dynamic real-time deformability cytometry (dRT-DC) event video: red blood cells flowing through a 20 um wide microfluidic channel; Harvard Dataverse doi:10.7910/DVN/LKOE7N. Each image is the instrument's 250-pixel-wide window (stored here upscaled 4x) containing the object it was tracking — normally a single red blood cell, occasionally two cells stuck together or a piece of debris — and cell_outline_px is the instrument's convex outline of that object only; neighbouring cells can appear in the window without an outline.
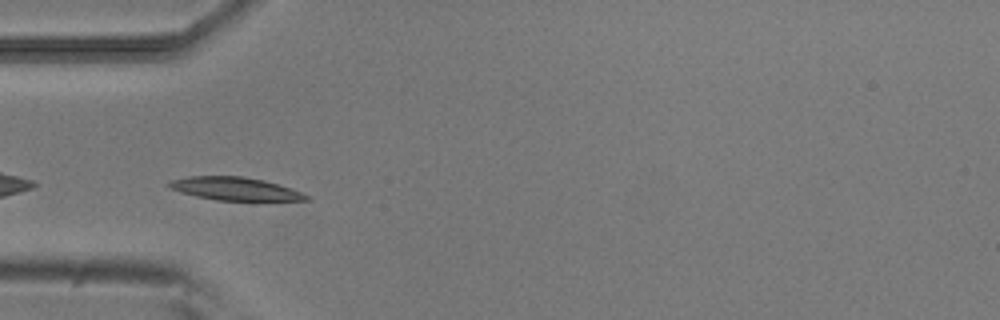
{"species": "common noctule bat (a hibernating species)", "species_latin": "Nyctalus noctula", "temperature_condition": "room temperature", "stored_images_in_passage": 38, "camera_frame_rate_fps": 3000, "um_per_image_px": 0.085, "animal": {"sex": "male", "body_mass_g": 20.5, "forearm_length_mm": 52.5}, "frame": {"image": 1, "passage_image": 2, "time_ms": 0.333, "image_size_px": [1000, 320], "cell_outline_px": [[312, 200], [216, 200], [196, 196], [180, 192], [172, 188], [168, 184], [168, 180], [188, 176], [244, 176], [264, 180], [312, 196]], "centroid_in_image_um": [19.96, 16.04], "position_along_channel_um": 65.0, "area_um2": 18.26}}
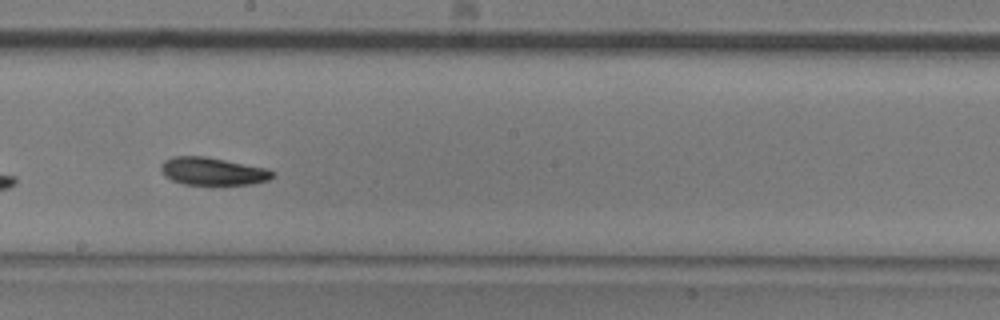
{"frame": {"image": 2, "passage_image": 15, "time_ms": 4.667, "image_size_px": [1000, 320], "cell_outline_px": [[276, 176], [268, 180], [252, 184], [184, 184], [172, 180], [164, 176], [160, 168], [160, 164], [164, 160], [172, 156], [204, 156], [268, 168], [276, 172]], "centroid_in_image_um": [18.1, 14.55], "position_along_channel_um": 230.1, "area_um2": 18.15}}
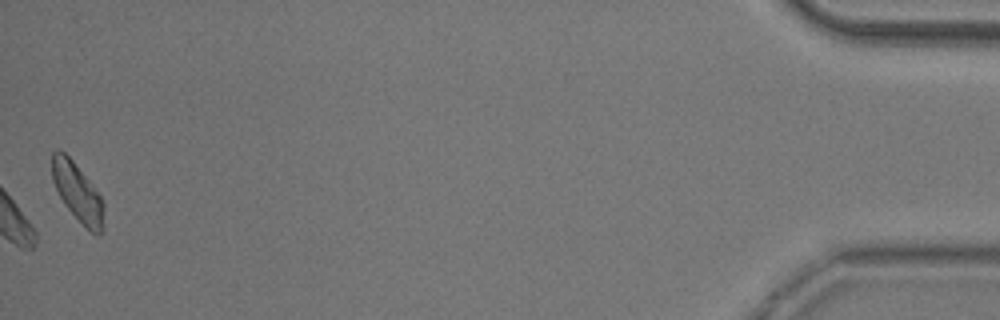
{"frame": {"image": 3, "passage_image": 38, "time_ms": 12.333, "image_size_px": [1000, 320], "cell_outline_px": [[104, 228], [100, 236], [96, 236], [88, 232], [64, 204], [52, 180], [52, 152], [56, 148], [64, 152], [72, 160], [88, 180], [100, 196], [104, 204]], "centroid_in_image_um": [6.61, 16.42], "position_along_channel_um": 428.6, "area_um2": 17.74}, "authors_computed_cell_mechanics": {"area_um2": 18.1781, "velocity_mm_per_s": 3.8208, "shape_relaxation_time_tau1_ms": 2.9433, "shape_relaxation_time_tau2_ms": 8.9009, "deformation_change_tau1": 0.1226, "deformation_change_tau2": 0.0933}}